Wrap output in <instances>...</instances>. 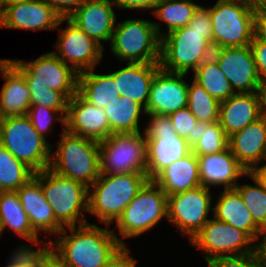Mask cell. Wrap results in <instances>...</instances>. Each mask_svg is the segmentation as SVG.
<instances>
[{
	"label": "cell",
	"instance_id": "6da1fadb",
	"mask_svg": "<svg viewBox=\"0 0 266 267\" xmlns=\"http://www.w3.org/2000/svg\"><path fill=\"white\" fill-rule=\"evenodd\" d=\"M67 229L71 235H67ZM57 240L47 246L68 267H102L126 244L114 230L100 228L97 224L65 227Z\"/></svg>",
	"mask_w": 266,
	"mask_h": 267
},
{
	"label": "cell",
	"instance_id": "7a4b0ae2",
	"mask_svg": "<svg viewBox=\"0 0 266 267\" xmlns=\"http://www.w3.org/2000/svg\"><path fill=\"white\" fill-rule=\"evenodd\" d=\"M148 181L146 173L100 174L89 187L88 212L110 226Z\"/></svg>",
	"mask_w": 266,
	"mask_h": 267
},
{
	"label": "cell",
	"instance_id": "3957f363",
	"mask_svg": "<svg viewBox=\"0 0 266 267\" xmlns=\"http://www.w3.org/2000/svg\"><path fill=\"white\" fill-rule=\"evenodd\" d=\"M56 151L51 154L49 169L90 187L100 175L99 142L69 133L63 128Z\"/></svg>",
	"mask_w": 266,
	"mask_h": 267
},
{
	"label": "cell",
	"instance_id": "277c9868",
	"mask_svg": "<svg viewBox=\"0 0 266 267\" xmlns=\"http://www.w3.org/2000/svg\"><path fill=\"white\" fill-rule=\"evenodd\" d=\"M212 31L193 30L185 26L173 30L161 38L160 67L168 72H193L212 57Z\"/></svg>",
	"mask_w": 266,
	"mask_h": 267
},
{
	"label": "cell",
	"instance_id": "5b68a950",
	"mask_svg": "<svg viewBox=\"0 0 266 267\" xmlns=\"http://www.w3.org/2000/svg\"><path fill=\"white\" fill-rule=\"evenodd\" d=\"M33 177L41 184L56 220L64 228L88 223L84 218V211H88V187L49 168L35 172Z\"/></svg>",
	"mask_w": 266,
	"mask_h": 267
},
{
	"label": "cell",
	"instance_id": "8992f818",
	"mask_svg": "<svg viewBox=\"0 0 266 267\" xmlns=\"http://www.w3.org/2000/svg\"><path fill=\"white\" fill-rule=\"evenodd\" d=\"M158 22L128 19L115 26L111 51L119 60L128 63H160L161 38Z\"/></svg>",
	"mask_w": 266,
	"mask_h": 267
},
{
	"label": "cell",
	"instance_id": "52a82bcc",
	"mask_svg": "<svg viewBox=\"0 0 266 267\" xmlns=\"http://www.w3.org/2000/svg\"><path fill=\"white\" fill-rule=\"evenodd\" d=\"M0 144L34 172L49 168L52 145L25 116L0 118Z\"/></svg>",
	"mask_w": 266,
	"mask_h": 267
},
{
	"label": "cell",
	"instance_id": "ba28073f",
	"mask_svg": "<svg viewBox=\"0 0 266 267\" xmlns=\"http://www.w3.org/2000/svg\"><path fill=\"white\" fill-rule=\"evenodd\" d=\"M256 9L239 0H218L210 8L214 49L246 47L254 38Z\"/></svg>",
	"mask_w": 266,
	"mask_h": 267
},
{
	"label": "cell",
	"instance_id": "9c48e42d",
	"mask_svg": "<svg viewBox=\"0 0 266 267\" xmlns=\"http://www.w3.org/2000/svg\"><path fill=\"white\" fill-rule=\"evenodd\" d=\"M147 115L151 121L143 132L147 150L146 175L153 180L167 166L190 154L192 148L185 138L177 135L169 116Z\"/></svg>",
	"mask_w": 266,
	"mask_h": 267
},
{
	"label": "cell",
	"instance_id": "30bf717a",
	"mask_svg": "<svg viewBox=\"0 0 266 267\" xmlns=\"http://www.w3.org/2000/svg\"><path fill=\"white\" fill-rule=\"evenodd\" d=\"M146 139L142 133H114L99 142L100 174L146 173Z\"/></svg>",
	"mask_w": 266,
	"mask_h": 267
},
{
	"label": "cell",
	"instance_id": "8fae6325",
	"mask_svg": "<svg viewBox=\"0 0 266 267\" xmlns=\"http://www.w3.org/2000/svg\"><path fill=\"white\" fill-rule=\"evenodd\" d=\"M167 218V195L149 180L116 220L122 238H131L152 229Z\"/></svg>",
	"mask_w": 266,
	"mask_h": 267
},
{
	"label": "cell",
	"instance_id": "7c38bea8",
	"mask_svg": "<svg viewBox=\"0 0 266 267\" xmlns=\"http://www.w3.org/2000/svg\"><path fill=\"white\" fill-rule=\"evenodd\" d=\"M8 60L24 75L27 85L47 86L61 92L68 100L77 93L78 73L53 52L31 62Z\"/></svg>",
	"mask_w": 266,
	"mask_h": 267
},
{
	"label": "cell",
	"instance_id": "4fadbf2b",
	"mask_svg": "<svg viewBox=\"0 0 266 267\" xmlns=\"http://www.w3.org/2000/svg\"><path fill=\"white\" fill-rule=\"evenodd\" d=\"M246 232L213 217L190 240L193 247L202 249L205 260L222 256L243 255L257 251V244ZM253 245V246H252Z\"/></svg>",
	"mask_w": 266,
	"mask_h": 267
},
{
	"label": "cell",
	"instance_id": "5bb4252c",
	"mask_svg": "<svg viewBox=\"0 0 266 267\" xmlns=\"http://www.w3.org/2000/svg\"><path fill=\"white\" fill-rule=\"evenodd\" d=\"M210 189L203 186L167 196V219L179 227L180 234L191 240L209 221Z\"/></svg>",
	"mask_w": 266,
	"mask_h": 267
},
{
	"label": "cell",
	"instance_id": "9a60e30c",
	"mask_svg": "<svg viewBox=\"0 0 266 267\" xmlns=\"http://www.w3.org/2000/svg\"><path fill=\"white\" fill-rule=\"evenodd\" d=\"M65 21L68 26L65 29H59L55 46L57 51L52 52L65 64L70 63L78 74L95 69L102 60L104 48L68 17H65Z\"/></svg>",
	"mask_w": 266,
	"mask_h": 267
},
{
	"label": "cell",
	"instance_id": "2e32d148",
	"mask_svg": "<svg viewBox=\"0 0 266 267\" xmlns=\"http://www.w3.org/2000/svg\"><path fill=\"white\" fill-rule=\"evenodd\" d=\"M212 57L230 82L234 93H253L260 84L254 55L249 46L214 49ZM236 89L239 92H236Z\"/></svg>",
	"mask_w": 266,
	"mask_h": 267
},
{
	"label": "cell",
	"instance_id": "e0dca14e",
	"mask_svg": "<svg viewBox=\"0 0 266 267\" xmlns=\"http://www.w3.org/2000/svg\"><path fill=\"white\" fill-rule=\"evenodd\" d=\"M64 21L44 0L7 5L0 12V28L54 31Z\"/></svg>",
	"mask_w": 266,
	"mask_h": 267
},
{
	"label": "cell",
	"instance_id": "ac0fdd59",
	"mask_svg": "<svg viewBox=\"0 0 266 267\" xmlns=\"http://www.w3.org/2000/svg\"><path fill=\"white\" fill-rule=\"evenodd\" d=\"M185 75L160 68L150 86L146 114L168 116L187 107L188 84L183 80Z\"/></svg>",
	"mask_w": 266,
	"mask_h": 267
},
{
	"label": "cell",
	"instance_id": "d6986e66",
	"mask_svg": "<svg viewBox=\"0 0 266 267\" xmlns=\"http://www.w3.org/2000/svg\"><path fill=\"white\" fill-rule=\"evenodd\" d=\"M66 130L98 142L111 135L104 109L88 103L78 93L68 100Z\"/></svg>",
	"mask_w": 266,
	"mask_h": 267
},
{
	"label": "cell",
	"instance_id": "ffe728a7",
	"mask_svg": "<svg viewBox=\"0 0 266 267\" xmlns=\"http://www.w3.org/2000/svg\"><path fill=\"white\" fill-rule=\"evenodd\" d=\"M113 5L111 0H86L68 18L103 47V41H111L116 26Z\"/></svg>",
	"mask_w": 266,
	"mask_h": 267
},
{
	"label": "cell",
	"instance_id": "44dd1931",
	"mask_svg": "<svg viewBox=\"0 0 266 267\" xmlns=\"http://www.w3.org/2000/svg\"><path fill=\"white\" fill-rule=\"evenodd\" d=\"M201 186H224V190L235 189L238 178L247 175L229 147L216 154L197 156Z\"/></svg>",
	"mask_w": 266,
	"mask_h": 267
},
{
	"label": "cell",
	"instance_id": "7402d4cb",
	"mask_svg": "<svg viewBox=\"0 0 266 267\" xmlns=\"http://www.w3.org/2000/svg\"><path fill=\"white\" fill-rule=\"evenodd\" d=\"M21 205L28 215L31 227L40 232L59 235L64 227L56 220L51 205L47 202L41 184L32 177L17 191Z\"/></svg>",
	"mask_w": 266,
	"mask_h": 267
},
{
	"label": "cell",
	"instance_id": "603a6c76",
	"mask_svg": "<svg viewBox=\"0 0 266 267\" xmlns=\"http://www.w3.org/2000/svg\"><path fill=\"white\" fill-rule=\"evenodd\" d=\"M0 71L6 81L0 92V118L27 115L31 101L24 75L8 59H0Z\"/></svg>",
	"mask_w": 266,
	"mask_h": 267
},
{
	"label": "cell",
	"instance_id": "cb8c5ba5",
	"mask_svg": "<svg viewBox=\"0 0 266 267\" xmlns=\"http://www.w3.org/2000/svg\"><path fill=\"white\" fill-rule=\"evenodd\" d=\"M229 149L239 163L252 172L262 162L266 150V119L259 118L229 136Z\"/></svg>",
	"mask_w": 266,
	"mask_h": 267
},
{
	"label": "cell",
	"instance_id": "d4e9b609",
	"mask_svg": "<svg viewBox=\"0 0 266 267\" xmlns=\"http://www.w3.org/2000/svg\"><path fill=\"white\" fill-rule=\"evenodd\" d=\"M160 68V63H127L124 68L109 74L117 82L121 96L136 101L146 109L152 80Z\"/></svg>",
	"mask_w": 266,
	"mask_h": 267
},
{
	"label": "cell",
	"instance_id": "484cf974",
	"mask_svg": "<svg viewBox=\"0 0 266 267\" xmlns=\"http://www.w3.org/2000/svg\"><path fill=\"white\" fill-rule=\"evenodd\" d=\"M259 118L261 116L256 92L235 93L220 102L219 122L228 137Z\"/></svg>",
	"mask_w": 266,
	"mask_h": 267
},
{
	"label": "cell",
	"instance_id": "4316f807",
	"mask_svg": "<svg viewBox=\"0 0 266 267\" xmlns=\"http://www.w3.org/2000/svg\"><path fill=\"white\" fill-rule=\"evenodd\" d=\"M213 212L215 219L246 232L254 241L260 238L263 230L254 222L236 189H223L213 207Z\"/></svg>",
	"mask_w": 266,
	"mask_h": 267
},
{
	"label": "cell",
	"instance_id": "83f0119b",
	"mask_svg": "<svg viewBox=\"0 0 266 267\" xmlns=\"http://www.w3.org/2000/svg\"><path fill=\"white\" fill-rule=\"evenodd\" d=\"M153 181L167 196L184 192L201 185L197 156L191 152L162 170Z\"/></svg>",
	"mask_w": 266,
	"mask_h": 267
},
{
	"label": "cell",
	"instance_id": "f1b7e54d",
	"mask_svg": "<svg viewBox=\"0 0 266 267\" xmlns=\"http://www.w3.org/2000/svg\"><path fill=\"white\" fill-rule=\"evenodd\" d=\"M0 226L2 232L8 227L23 239L39 245V235L31 227L16 191H0Z\"/></svg>",
	"mask_w": 266,
	"mask_h": 267
},
{
	"label": "cell",
	"instance_id": "f546056e",
	"mask_svg": "<svg viewBox=\"0 0 266 267\" xmlns=\"http://www.w3.org/2000/svg\"><path fill=\"white\" fill-rule=\"evenodd\" d=\"M94 70L78 74L77 93L88 103L104 109L120 97L117 82L110 74H96Z\"/></svg>",
	"mask_w": 266,
	"mask_h": 267
},
{
	"label": "cell",
	"instance_id": "4dcf8cb0",
	"mask_svg": "<svg viewBox=\"0 0 266 267\" xmlns=\"http://www.w3.org/2000/svg\"><path fill=\"white\" fill-rule=\"evenodd\" d=\"M104 112L109 122L111 134L140 132V114H146L142 105L121 95L105 106Z\"/></svg>",
	"mask_w": 266,
	"mask_h": 267
},
{
	"label": "cell",
	"instance_id": "1f68e13d",
	"mask_svg": "<svg viewBox=\"0 0 266 267\" xmlns=\"http://www.w3.org/2000/svg\"><path fill=\"white\" fill-rule=\"evenodd\" d=\"M194 128L193 137L185 139L196 156L216 154L228 148L229 137L219 121L211 124L198 121Z\"/></svg>",
	"mask_w": 266,
	"mask_h": 267
},
{
	"label": "cell",
	"instance_id": "d6a6232c",
	"mask_svg": "<svg viewBox=\"0 0 266 267\" xmlns=\"http://www.w3.org/2000/svg\"><path fill=\"white\" fill-rule=\"evenodd\" d=\"M193 78L218 102H223L235 94L230 82L213 57L204 60L198 66Z\"/></svg>",
	"mask_w": 266,
	"mask_h": 267
},
{
	"label": "cell",
	"instance_id": "836d02e7",
	"mask_svg": "<svg viewBox=\"0 0 266 267\" xmlns=\"http://www.w3.org/2000/svg\"><path fill=\"white\" fill-rule=\"evenodd\" d=\"M199 5L191 0H157L152 14L163 20L167 26V33L188 26Z\"/></svg>",
	"mask_w": 266,
	"mask_h": 267
},
{
	"label": "cell",
	"instance_id": "e575fe53",
	"mask_svg": "<svg viewBox=\"0 0 266 267\" xmlns=\"http://www.w3.org/2000/svg\"><path fill=\"white\" fill-rule=\"evenodd\" d=\"M34 173L0 144V191H17Z\"/></svg>",
	"mask_w": 266,
	"mask_h": 267
},
{
	"label": "cell",
	"instance_id": "d590c367",
	"mask_svg": "<svg viewBox=\"0 0 266 267\" xmlns=\"http://www.w3.org/2000/svg\"><path fill=\"white\" fill-rule=\"evenodd\" d=\"M219 106L220 102L213 98L197 82L193 80L191 85L188 84L187 107L197 121L209 124L219 121Z\"/></svg>",
	"mask_w": 266,
	"mask_h": 267
},
{
	"label": "cell",
	"instance_id": "8d00e7d4",
	"mask_svg": "<svg viewBox=\"0 0 266 267\" xmlns=\"http://www.w3.org/2000/svg\"><path fill=\"white\" fill-rule=\"evenodd\" d=\"M247 176L253 179L255 186L239 183L235 189L241 195L245 205L249 209L254 222L262 229H266V188L251 172Z\"/></svg>",
	"mask_w": 266,
	"mask_h": 267
},
{
	"label": "cell",
	"instance_id": "74e56055",
	"mask_svg": "<svg viewBox=\"0 0 266 267\" xmlns=\"http://www.w3.org/2000/svg\"><path fill=\"white\" fill-rule=\"evenodd\" d=\"M59 113L58 119H54L53 117ZM66 115L67 111H58L44 107L43 105H31L26 116L30 119L38 134L46 140L44 134L51 132L53 120L60 121L63 127L66 128Z\"/></svg>",
	"mask_w": 266,
	"mask_h": 267
},
{
	"label": "cell",
	"instance_id": "f35d334b",
	"mask_svg": "<svg viewBox=\"0 0 266 267\" xmlns=\"http://www.w3.org/2000/svg\"><path fill=\"white\" fill-rule=\"evenodd\" d=\"M30 89L31 105H43L44 107L58 111H67L68 99L59 91L47 86L28 85Z\"/></svg>",
	"mask_w": 266,
	"mask_h": 267
},
{
	"label": "cell",
	"instance_id": "ab89813d",
	"mask_svg": "<svg viewBox=\"0 0 266 267\" xmlns=\"http://www.w3.org/2000/svg\"><path fill=\"white\" fill-rule=\"evenodd\" d=\"M209 267H261L258 252L222 256L206 261Z\"/></svg>",
	"mask_w": 266,
	"mask_h": 267
},
{
	"label": "cell",
	"instance_id": "60d3db41",
	"mask_svg": "<svg viewBox=\"0 0 266 267\" xmlns=\"http://www.w3.org/2000/svg\"><path fill=\"white\" fill-rule=\"evenodd\" d=\"M168 116L178 136L193 137V130L198 121L188 107L179 109Z\"/></svg>",
	"mask_w": 266,
	"mask_h": 267
},
{
	"label": "cell",
	"instance_id": "b9f144b4",
	"mask_svg": "<svg viewBox=\"0 0 266 267\" xmlns=\"http://www.w3.org/2000/svg\"><path fill=\"white\" fill-rule=\"evenodd\" d=\"M11 259L5 267H33L35 264V249L24 245L13 252Z\"/></svg>",
	"mask_w": 266,
	"mask_h": 267
},
{
	"label": "cell",
	"instance_id": "7bdbcfd3",
	"mask_svg": "<svg viewBox=\"0 0 266 267\" xmlns=\"http://www.w3.org/2000/svg\"><path fill=\"white\" fill-rule=\"evenodd\" d=\"M39 250L35 249V267H68L56 254H54L46 243Z\"/></svg>",
	"mask_w": 266,
	"mask_h": 267
},
{
	"label": "cell",
	"instance_id": "ee69618b",
	"mask_svg": "<svg viewBox=\"0 0 266 267\" xmlns=\"http://www.w3.org/2000/svg\"><path fill=\"white\" fill-rule=\"evenodd\" d=\"M260 82L266 81V43L259 41L255 36L250 43Z\"/></svg>",
	"mask_w": 266,
	"mask_h": 267
},
{
	"label": "cell",
	"instance_id": "f6af8a7d",
	"mask_svg": "<svg viewBox=\"0 0 266 267\" xmlns=\"http://www.w3.org/2000/svg\"><path fill=\"white\" fill-rule=\"evenodd\" d=\"M188 26L193 30L212 31L210 8L199 5L194 11L193 18L188 23Z\"/></svg>",
	"mask_w": 266,
	"mask_h": 267
},
{
	"label": "cell",
	"instance_id": "bcb514c9",
	"mask_svg": "<svg viewBox=\"0 0 266 267\" xmlns=\"http://www.w3.org/2000/svg\"><path fill=\"white\" fill-rule=\"evenodd\" d=\"M129 249L123 246L102 267H135L136 259L130 256Z\"/></svg>",
	"mask_w": 266,
	"mask_h": 267
},
{
	"label": "cell",
	"instance_id": "7dc6e473",
	"mask_svg": "<svg viewBox=\"0 0 266 267\" xmlns=\"http://www.w3.org/2000/svg\"><path fill=\"white\" fill-rule=\"evenodd\" d=\"M62 17H69L86 0H44Z\"/></svg>",
	"mask_w": 266,
	"mask_h": 267
},
{
	"label": "cell",
	"instance_id": "c3c4849f",
	"mask_svg": "<svg viewBox=\"0 0 266 267\" xmlns=\"http://www.w3.org/2000/svg\"><path fill=\"white\" fill-rule=\"evenodd\" d=\"M116 8L124 9H153L157 0H111Z\"/></svg>",
	"mask_w": 266,
	"mask_h": 267
},
{
	"label": "cell",
	"instance_id": "681fc988",
	"mask_svg": "<svg viewBox=\"0 0 266 267\" xmlns=\"http://www.w3.org/2000/svg\"><path fill=\"white\" fill-rule=\"evenodd\" d=\"M254 36L266 43V8L256 9Z\"/></svg>",
	"mask_w": 266,
	"mask_h": 267
},
{
	"label": "cell",
	"instance_id": "f907efd6",
	"mask_svg": "<svg viewBox=\"0 0 266 267\" xmlns=\"http://www.w3.org/2000/svg\"><path fill=\"white\" fill-rule=\"evenodd\" d=\"M260 116L266 119V81L260 82L257 88Z\"/></svg>",
	"mask_w": 266,
	"mask_h": 267
},
{
	"label": "cell",
	"instance_id": "816d5d0a",
	"mask_svg": "<svg viewBox=\"0 0 266 267\" xmlns=\"http://www.w3.org/2000/svg\"><path fill=\"white\" fill-rule=\"evenodd\" d=\"M262 242L257 244V252L260 258V266L266 267V229L262 231Z\"/></svg>",
	"mask_w": 266,
	"mask_h": 267
},
{
	"label": "cell",
	"instance_id": "f5cc1de1",
	"mask_svg": "<svg viewBox=\"0 0 266 267\" xmlns=\"http://www.w3.org/2000/svg\"><path fill=\"white\" fill-rule=\"evenodd\" d=\"M251 173L256 176L266 188V168H255Z\"/></svg>",
	"mask_w": 266,
	"mask_h": 267
},
{
	"label": "cell",
	"instance_id": "db71d44e",
	"mask_svg": "<svg viewBox=\"0 0 266 267\" xmlns=\"http://www.w3.org/2000/svg\"><path fill=\"white\" fill-rule=\"evenodd\" d=\"M255 9L266 8V0H239Z\"/></svg>",
	"mask_w": 266,
	"mask_h": 267
},
{
	"label": "cell",
	"instance_id": "11a10c76",
	"mask_svg": "<svg viewBox=\"0 0 266 267\" xmlns=\"http://www.w3.org/2000/svg\"><path fill=\"white\" fill-rule=\"evenodd\" d=\"M34 0H3L0 3V12L7 6V5H14V4H18V3H27V2H31Z\"/></svg>",
	"mask_w": 266,
	"mask_h": 267
},
{
	"label": "cell",
	"instance_id": "9f6ffc18",
	"mask_svg": "<svg viewBox=\"0 0 266 267\" xmlns=\"http://www.w3.org/2000/svg\"><path fill=\"white\" fill-rule=\"evenodd\" d=\"M263 160H265V162H266V150H265ZM256 168H266V163H264V165H261L260 167H256Z\"/></svg>",
	"mask_w": 266,
	"mask_h": 267
}]
</instances>
